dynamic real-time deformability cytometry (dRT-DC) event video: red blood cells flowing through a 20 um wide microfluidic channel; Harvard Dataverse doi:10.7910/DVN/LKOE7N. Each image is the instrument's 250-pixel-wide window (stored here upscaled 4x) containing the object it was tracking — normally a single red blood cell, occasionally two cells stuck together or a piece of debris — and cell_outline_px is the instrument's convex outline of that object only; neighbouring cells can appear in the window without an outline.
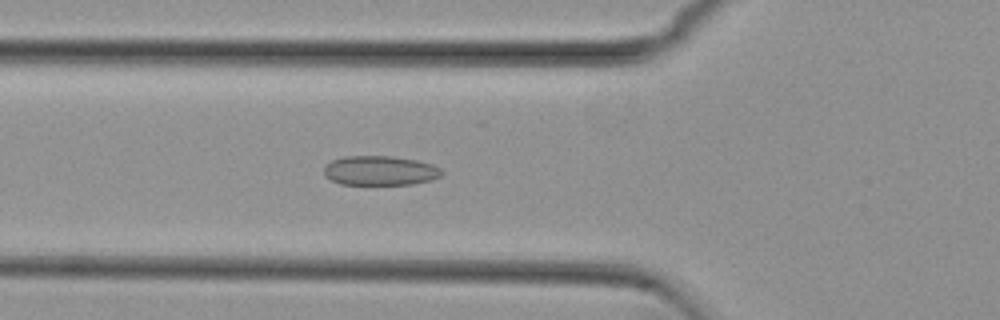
{"species": "common noctule bat (a hibernating species)", "species_latin": "Nyctalus noctula", "temperature_condition": "cold", "stored_images_in_passage": 55, "camera_frame_rate_fps": 3000, "um_per_image_px": 0.085, "animal": {"sex": "female", "body_mass_g": 29.2, "forearm_length_mm": 56.3}, "frame": {"image": 1, "passage_image": 20, "time_ms": 6.333, "image_size_px": [1000, 320], "cell_outline_px": [[444, 172], [440, 176], [432, 180], [412, 184], [340, 184], [324, 176], [324, 164], [332, 160], [344, 156], [392, 156], [416, 160], [432, 164], [440, 168]], "centroid_in_image_um": [32.29, 14.49], "position_along_channel_um": 93.5, "area_um2": 20.35}}
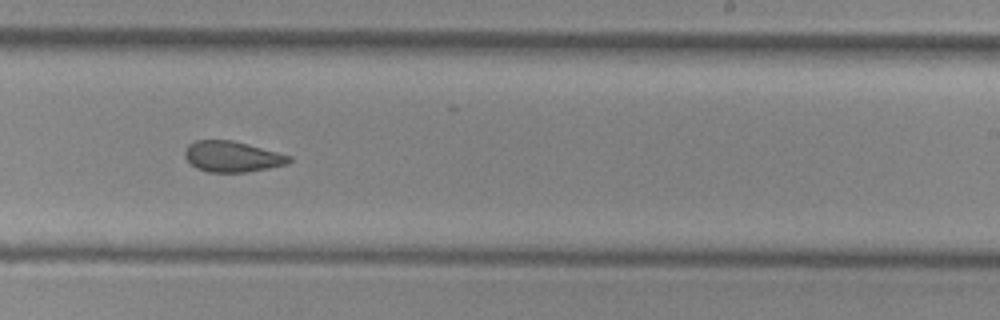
{"frame": {"image": 2, "passage_image": 34, "time_ms": 11.0, "image_size_px": [1000, 320], "cell_outline_px": [[292, 160], [288, 164], [248, 172], [208, 172], [196, 168], [184, 156], [184, 152], [188, 144], [196, 140], [232, 140], [248, 144], [292, 156]], "centroid_in_image_um": [19.74, 13.31], "position_along_channel_um": 269.3, "area_um2": 18.73}}
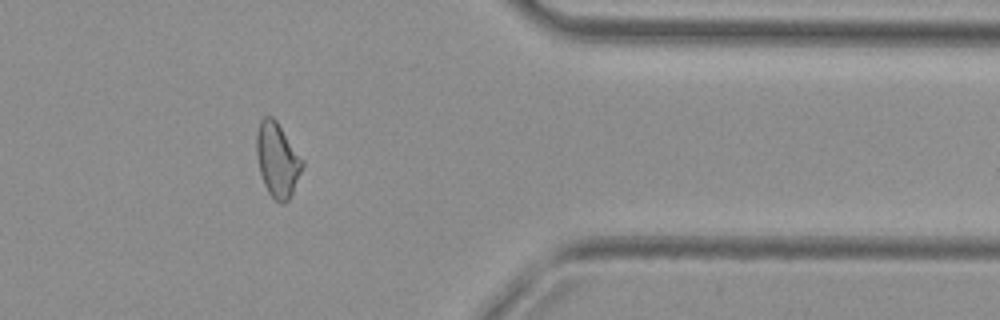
{"frame": {"image": 3, "passage_image": 45, "time_ms": 14.667, "image_size_px": [1000, 320], "cell_outline_px": [[304, 164], [292, 192], [288, 200], [284, 204], [280, 204], [268, 192], [264, 184], [260, 172], [256, 156], [256, 132], [260, 120], [264, 116], [272, 116], [276, 120], [304, 160]], "centroid_in_image_um": [23.56, 13.56], "position_along_channel_um": 387.8, "area_um2": 19.83}, "authors_computed_cell_mechanics": {"area_um2": 19.8832, "velocity_mm_per_s": 3.7619, "shape_relaxation_time_tau1_ms": null, "shape_relaxation_time_tau2_ms": 2.7973, "deformation_change_tau1": null, "deformation_change_tau2": 0.0778}}